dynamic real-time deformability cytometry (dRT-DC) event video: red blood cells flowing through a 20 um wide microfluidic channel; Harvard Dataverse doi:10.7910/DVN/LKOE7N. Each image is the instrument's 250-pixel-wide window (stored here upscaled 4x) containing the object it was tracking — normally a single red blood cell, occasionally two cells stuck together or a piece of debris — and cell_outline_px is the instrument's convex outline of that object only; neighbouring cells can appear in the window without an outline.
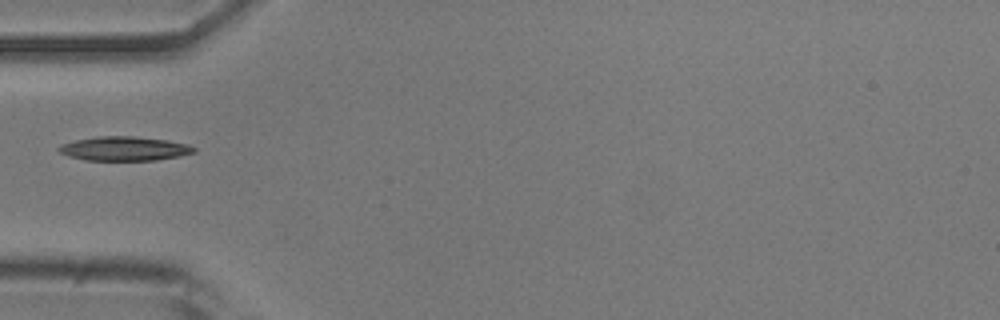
{"species": "common noctule bat (a hibernating species)", "species_latin": "Nyctalus noctula", "temperature_condition": "room temperature", "stored_images_in_passage": 21, "camera_frame_rate_fps": 3000, "um_per_image_px": 0.085, "animal": {"sex": "male", "body_mass_g": 20.5, "forearm_length_mm": 52.5}, "frame": {"image": 1, "passage_image": 1, "time_ms": 0.0, "image_size_px": [1000, 320], "cell_outline_px": [[196, 152], [156, 160], [84, 160], [68, 156], [60, 152], [56, 148], [60, 144], [76, 140], [96, 136], [136, 136], [164, 140], [188, 144], [196, 148]], "centroid_in_image_um": [10.52, 12.63], "position_along_channel_um": 74.5, "area_um2": 18.96}}
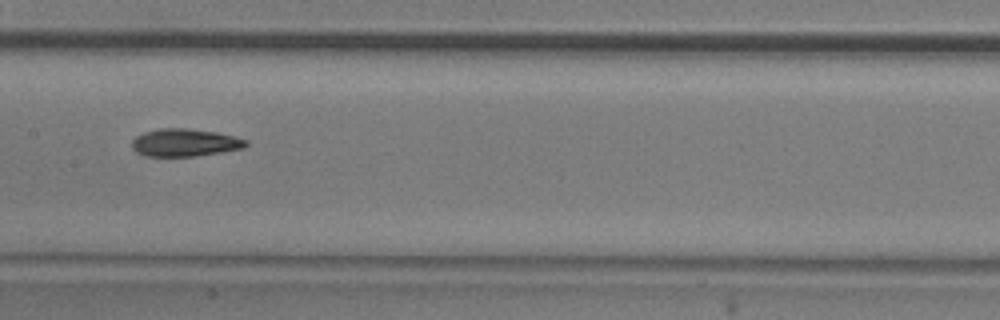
{"frame": {"image": 2, "passage_image": 10, "time_ms": 3.0, "image_size_px": [1000, 320], "cell_outline_px": [[248, 144], [244, 148], [196, 156], [144, 156], [136, 152], [132, 148], [132, 140], [136, 136], [144, 132], [160, 128], [188, 128], [216, 132], [248, 140]], "centroid_in_image_um": [15.69, 12.12], "position_along_channel_um": 191.7, "area_um2": 18.38}}
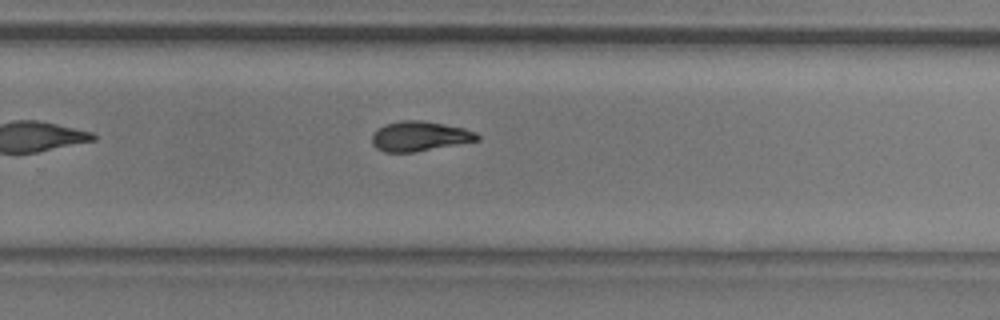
{"frame": {"image": 3, "passage_image": 18, "time_ms": 5.667, "image_size_px": [1000, 320], "cell_outline_px": [[480, 140], [412, 152], [384, 152], [376, 148], [372, 144], [372, 136], [384, 124], [400, 120], [420, 120], [444, 124], [464, 128], [476, 132], [480, 136]], "centroid_in_image_um": [35.67, 11.57], "position_along_channel_um": 294.1, "area_um2": 18.15}}